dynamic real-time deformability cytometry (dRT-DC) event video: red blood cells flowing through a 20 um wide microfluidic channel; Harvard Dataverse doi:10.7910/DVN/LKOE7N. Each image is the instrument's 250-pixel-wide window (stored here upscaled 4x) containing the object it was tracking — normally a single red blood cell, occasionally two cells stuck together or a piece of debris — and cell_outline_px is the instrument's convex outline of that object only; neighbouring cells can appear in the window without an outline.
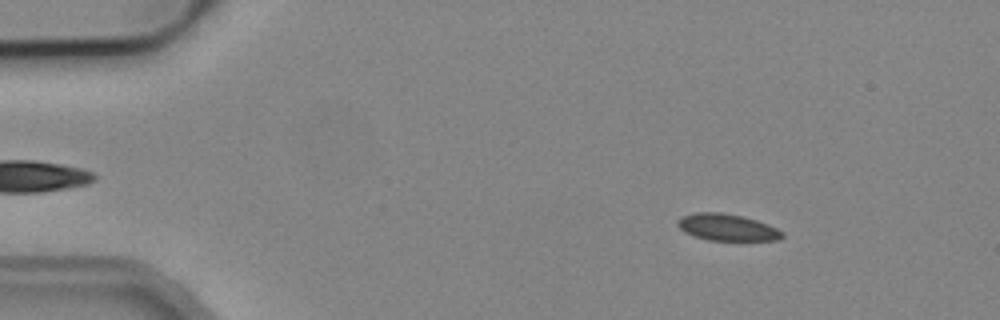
{"species": "common noctule bat (a hibernating species)", "species_latin": "Nyctalus noctula", "temperature_condition": "cold", "stored_images_in_passage": 3, "camera_frame_rate_fps": 3000, "um_per_image_px": 0.085, "animal": {"sex": "male", "body_mass_g": 19.2, "forearm_length_mm": 51.8}, "frame": {"image": 1, "passage_image": 2, "time_ms": 1.0, "image_size_px": [1000, 320], "cell_outline_px": [[784, 236], [780, 240], [708, 240], [684, 232], [676, 224], [676, 220], [680, 216], [696, 212], [720, 212], [744, 216], [768, 224], [784, 232]], "centroid_in_image_um": [61.79, 19.31], "position_along_channel_um": 23.2, "area_um2": 16.42}}